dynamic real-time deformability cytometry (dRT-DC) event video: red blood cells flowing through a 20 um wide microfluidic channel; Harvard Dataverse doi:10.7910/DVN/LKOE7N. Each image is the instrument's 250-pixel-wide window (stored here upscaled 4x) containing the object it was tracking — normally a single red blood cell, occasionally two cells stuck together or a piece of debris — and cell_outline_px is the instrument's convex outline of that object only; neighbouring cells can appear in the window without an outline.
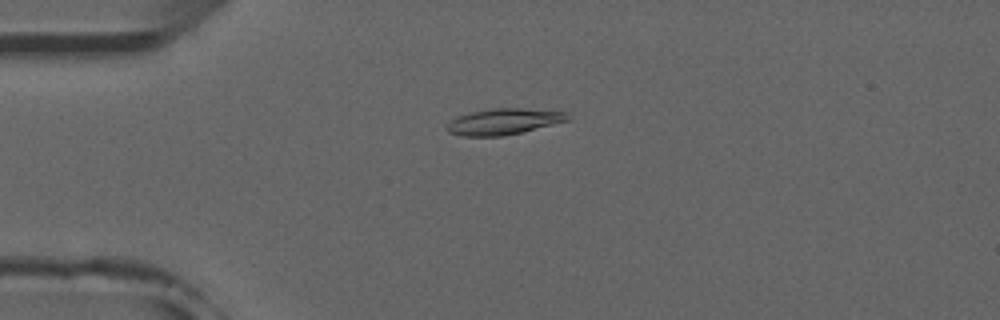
{"species": "common noctule bat (a hibernating species)", "species_latin": "Nyctalus noctula", "temperature_condition": "room temperature", "stored_images_in_passage": 52, "camera_frame_rate_fps": 3000, "um_per_image_px": 0.085, "animal": {"sex": "male", "forearm_length_mm": 52.5}, "frame": {"image": 1, "passage_image": 13, "time_ms": 4.0, "image_size_px": [1000, 320], "cell_outline_px": [[568, 120], [504, 136], [460, 136], [448, 132], [448, 124], [452, 120], [460, 116], [472, 112], [492, 108], [520, 108], [568, 112]], "centroid_in_image_um": [42.8, 10.33], "position_along_channel_um": 42.2, "area_um2": 17.92}}
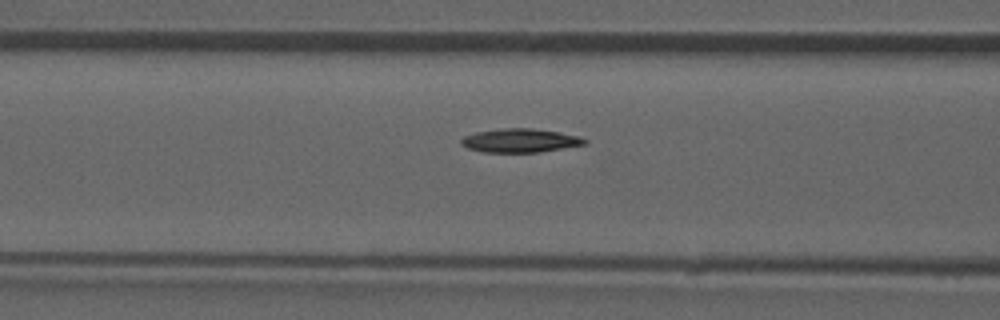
{"frame": {"image": 2, "passage_image": 21, "time_ms": 6.667, "image_size_px": [1000, 320], "cell_outline_px": [[588, 144], [540, 152], [484, 152], [468, 148], [460, 144], [460, 140], [464, 136], [476, 132], [504, 128], [528, 128], [556, 132], [580, 136], [588, 140]], "centroid_in_image_um": [44.22, 11.95], "position_along_channel_um": 122.4, "area_um2": 16.99}}
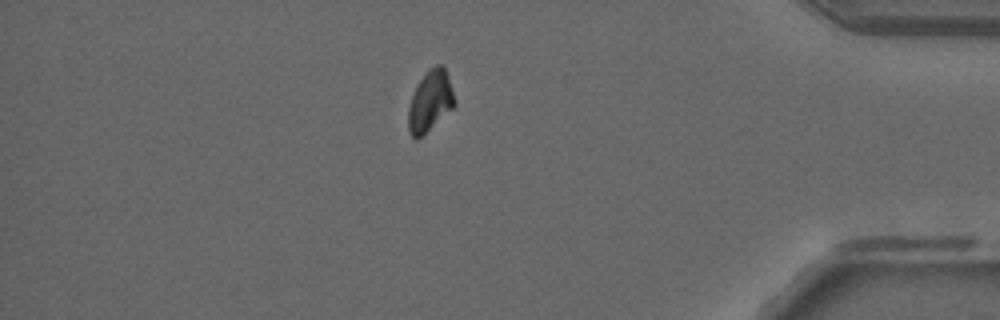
{"frame": {"image": 3, "passage_image": 45, "time_ms": 14.667, "image_size_px": [1000, 320], "cell_outline_px": [[456, 104], [452, 108], [416, 140], [408, 132], [408, 108], [412, 96], [420, 80], [428, 68], [436, 64], [440, 64], [444, 68], [448, 76], [456, 100]], "centroid_in_image_um": [36.56, 8.57], "position_along_channel_um": 398.6, "area_um2": 16.13}, "authors_computed_cell_mechanics": {"area_um2": 16.9643, "velocity_mm_per_s": 3.9221, "shape_relaxation_time_tau1_ms": 9.0602, "shape_relaxation_time_tau2_ms": null, "deformation_change_tau1": 0.1874, "deformation_change_tau2": null}}